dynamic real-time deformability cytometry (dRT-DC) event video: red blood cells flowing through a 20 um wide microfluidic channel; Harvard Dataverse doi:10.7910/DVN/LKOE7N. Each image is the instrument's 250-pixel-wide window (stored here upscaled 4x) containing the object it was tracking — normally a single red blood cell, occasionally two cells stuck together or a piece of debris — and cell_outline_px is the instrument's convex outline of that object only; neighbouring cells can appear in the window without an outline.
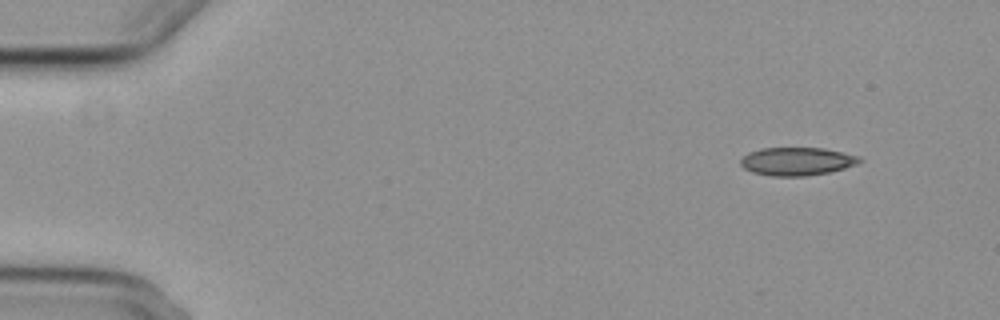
{"species": "common noctule bat (a hibernating species)", "species_latin": "Nyctalus noctula", "temperature_condition": "cold", "stored_images_in_passage": 5, "segment_of_instrument_passage": [2, 2], "camera_frame_rate_fps": 3000, "um_per_image_px": 0.085, "animal": {"sex": "female", "body_mass_g": 29.2, "forearm_length_mm": 56.3}, "frame": {"image": 1, "passage_image": 5, "time_ms": 6.333, "image_size_px": [1000, 320], "cell_outline_px": [[864, 160], [856, 164], [844, 168], [828, 172], [804, 176], [772, 176], [752, 172], [744, 168], [740, 164], [740, 160], [748, 152], [760, 148], [824, 148], [860, 156]], "centroid_in_image_um": [67.73, 13.71], "position_along_channel_um": 17.3, "area_um2": 19.48}}